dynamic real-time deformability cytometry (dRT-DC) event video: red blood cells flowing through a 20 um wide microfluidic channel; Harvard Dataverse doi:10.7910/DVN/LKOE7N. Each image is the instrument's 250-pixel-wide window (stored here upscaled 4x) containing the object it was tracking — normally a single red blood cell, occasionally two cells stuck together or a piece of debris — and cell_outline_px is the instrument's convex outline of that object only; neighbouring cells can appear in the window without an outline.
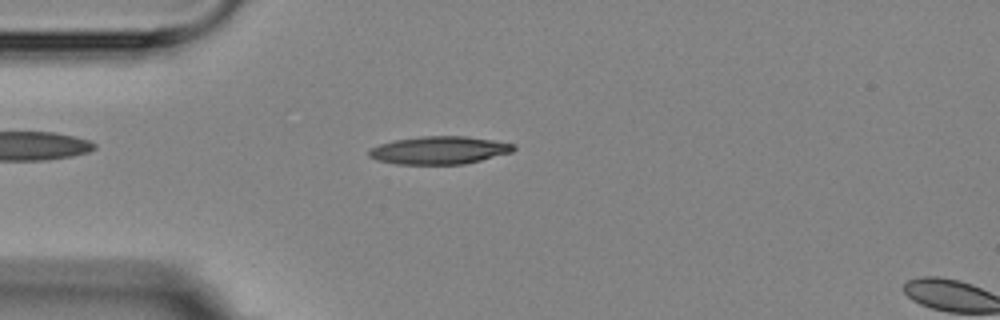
{"species": "Egyptian fruit bat (a non-hibernating species)", "species_latin": "Rousettus aegyptiacus", "temperature_condition": "room temperature", "stored_images_in_passage": 2, "segment_of_instrument_passage": [1, 2], "camera_frame_rate_fps": 3000, "um_per_image_px": 0.085, "animal": {"sex": "female"}, "frame": {"image": 1, "passage_image": 1, "time_ms": 0.0, "image_size_px": [1000, 320], "cell_outline_px": [[516, 148], [512, 152], [464, 164], [396, 164], [376, 160], [368, 156], [368, 148], [380, 144], [396, 140], [420, 136], [464, 136], [496, 140], [516, 144]], "centroid_in_image_um": [37.33, 12.76], "position_along_channel_um": 47.7, "area_um2": 23.58}}